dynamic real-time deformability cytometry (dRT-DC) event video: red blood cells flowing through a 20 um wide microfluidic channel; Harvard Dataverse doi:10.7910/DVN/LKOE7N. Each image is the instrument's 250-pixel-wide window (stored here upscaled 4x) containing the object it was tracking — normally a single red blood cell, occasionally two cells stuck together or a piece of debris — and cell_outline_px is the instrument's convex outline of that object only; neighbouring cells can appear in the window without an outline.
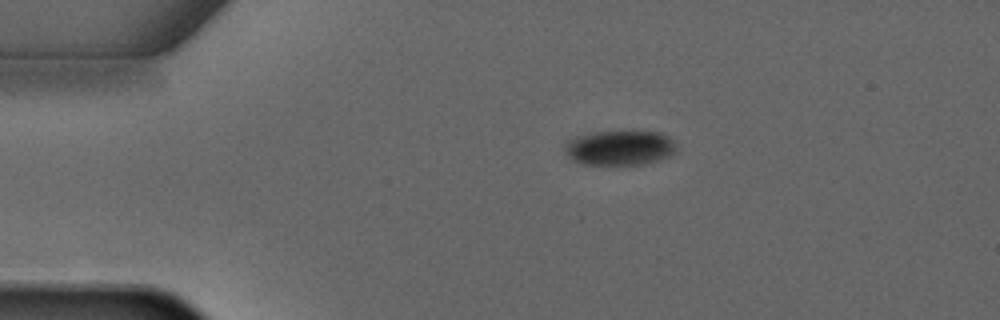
{"species": "common noctule bat (a hibernating species)", "species_latin": "Nyctalus noctula", "temperature_condition": "warm", "stored_images_in_passage": 3, "camera_frame_rate_fps": 3000, "um_per_image_px": 0.085, "animal": {"sex": "male", "forearm_length_mm": 52.5}, "frame": {"image": 1, "passage_image": 3, "time_ms": 3.333, "image_size_px": [1000, 320], "cell_outline_px": [[676, 152], [668, 156], [644, 164], [584, 164], [572, 160], [564, 152], [564, 144], [568, 140], [576, 136], [592, 132], [660, 132], [668, 136], [676, 144]], "centroid_in_image_um": [52.65, 12.56], "position_along_channel_um": 32.4, "area_um2": 22.54}}